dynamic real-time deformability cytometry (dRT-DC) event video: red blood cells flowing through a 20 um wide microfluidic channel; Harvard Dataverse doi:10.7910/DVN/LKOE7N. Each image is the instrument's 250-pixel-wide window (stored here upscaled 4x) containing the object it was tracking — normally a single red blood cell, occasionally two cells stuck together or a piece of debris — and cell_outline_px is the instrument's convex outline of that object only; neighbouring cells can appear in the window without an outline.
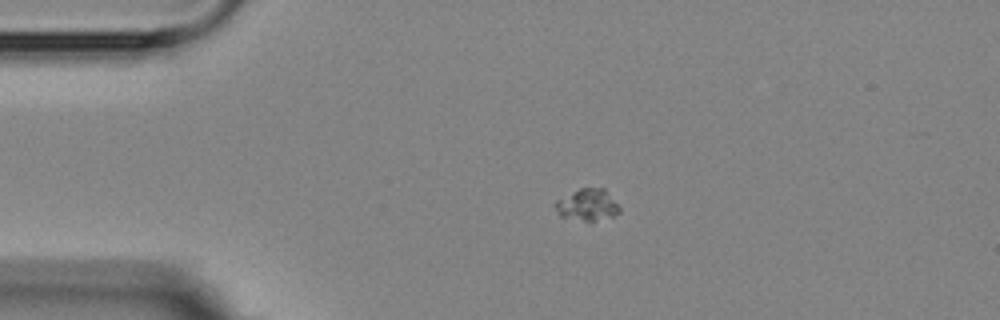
{"species": "Egyptian fruit bat (a non-hibernating species)", "species_latin": "Rousettus aegyptiacus", "temperature_condition": "room temperature", "stored_images_in_passage": 3, "camera_frame_rate_fps": 3000, "um_per_image_px": 0.085, "animal": {"sex": "female"}, "frame": {"image": 1, "passage_image": 1, "time_ms": 0.0, "image_size_px": [1000, 320], "cell_outline_px": [[620, 212], [612, 216], [596, 220], [584, 220], [560, 216], [556, 208], [556, 200], [580, 188], [604, 188], [620, 208]], "centroid_in_image_um": [49.93, 17.4], "position_along_channel_um": 35.1, "area_um2": 11.44}}